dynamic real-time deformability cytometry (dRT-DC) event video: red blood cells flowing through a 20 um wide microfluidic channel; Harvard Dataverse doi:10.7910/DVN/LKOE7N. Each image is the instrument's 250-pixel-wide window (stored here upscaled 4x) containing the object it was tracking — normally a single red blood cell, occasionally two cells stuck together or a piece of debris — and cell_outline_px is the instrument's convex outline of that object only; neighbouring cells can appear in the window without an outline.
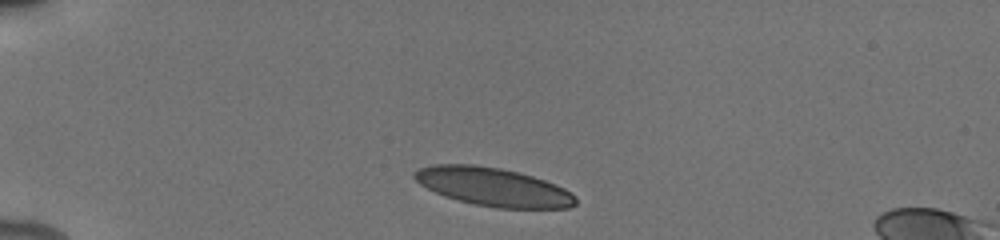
{"species": "human", "species_latin": "Homo sapiens", "temperature_condition": "cold", "stored_images_in_passage": 8, "camera_frame_rate_fps": 3000, "um_per_image_px": 0.085, "donor": {"sex": "male"}, "frame": {"image": 1, "passage_image": 1, "time_ms": 0.0, "image_size_px": [1000, 240], "cell_outline_px": [[576, 204], [568, 208], [496, 208], [472, 204], [444, 196], [420, 184], [412, 176], [412, 172], [420, 168], [432, 164], [472, 164], [500, 168], [532, 176], [544, 180], [564, 188], [572, 192], [576, 196]], "centroid_in_image_um": [41.91, 15.89], "position_along_channel_um": 43.1, "area_um2": 36.07}}
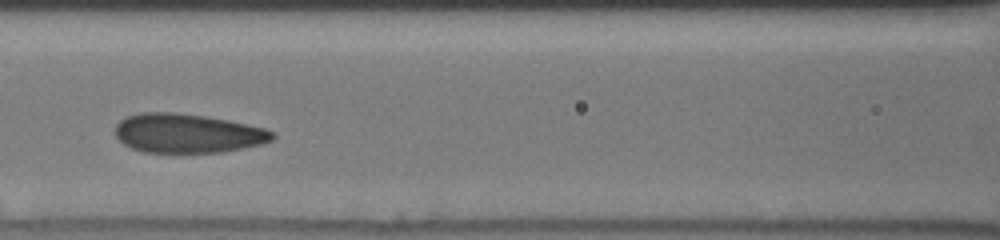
{"frame": {"image": 2, "passage_image": 6, "time_ms": 4.0, "image_size_px": [1000, 240], "cell_outline_px": [[276, 136], [272, 140], [260, 144], [220, 152], [144, 152], [132, 148], [124, 144], [116, 136], [116, 124], [120, 120], [128, 116], [140, 112], [172, 112], [204, 116], [228, 120], [264, 128], [272, 132]], "centroid_in_image_um": [15.91, 11.32], "position_along_channel_um": 150.7, "area_um2": 35.49}}
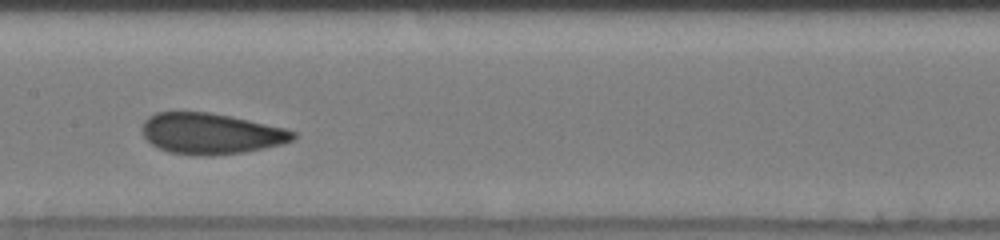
{"frame": {"image": 3, "passage_image": 7, "time_ms": 5.0, "image_size_px": [1000, 240], "cell_outline_px": [[296, 136], [292, 140], [280, 144], [244, 152], [212, 156], [196, 156], [168, 152], [152, 144], [144, 136], [144, 120], [148, 116], [156, 112], [208, 112], [248, 120], [284, 128], [296, 132]], "centroid_in_image_um": [17.91, 11.36], "position_along_channel_um": 189.5, "area_um2": 35.66}}